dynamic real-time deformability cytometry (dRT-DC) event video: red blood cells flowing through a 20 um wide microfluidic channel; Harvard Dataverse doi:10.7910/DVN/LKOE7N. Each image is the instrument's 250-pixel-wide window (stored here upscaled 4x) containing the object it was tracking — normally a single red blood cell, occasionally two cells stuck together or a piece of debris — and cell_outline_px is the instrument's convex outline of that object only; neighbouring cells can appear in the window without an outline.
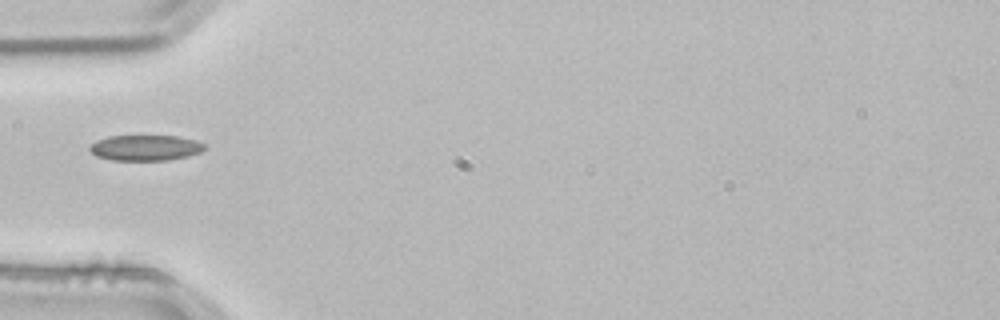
{"species": "common noctule bat (a hibernating species)", "species_latin": "Nyctalus noctula", "temperature_condition": "room temperature", "stored_images_in_passage": 7, "camera_frame_rate_fps": 3000, "um_per_image_px": 0.085, "animal": {"sex": "male", "body_mass_g": 21.5, "forearm_length_mm": 52.0}, "frame": {"image": 1, "passage_image": 1, "time_ms": 0.0, "image_size_px": [1000, 320], "cell_outline_px": [[208, 148], [200, 152], [188, 156], [168, 160], [112, 160], [96, 156], [88, 148], [96, 140], [108, 136], [180, 136], [196, 140], [204, 144]], "centroid_in_image_um": [12.38, 12.56], "position_along_channel_um": 72.6, "area_um2": 17.22}}